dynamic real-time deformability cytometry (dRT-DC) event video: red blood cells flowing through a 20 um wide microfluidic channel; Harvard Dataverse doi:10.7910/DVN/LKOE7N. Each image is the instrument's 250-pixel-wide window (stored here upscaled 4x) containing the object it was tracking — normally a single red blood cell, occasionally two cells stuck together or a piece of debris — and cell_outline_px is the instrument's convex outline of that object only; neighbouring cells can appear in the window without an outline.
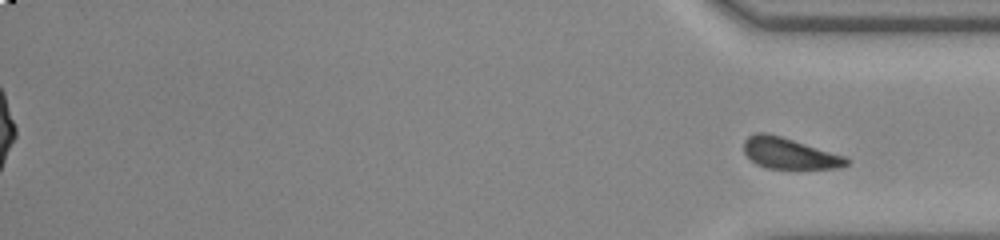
{"species": "common noctule bat (a hibernating species)", "species_latin": "Nyctalus noctula", "temperature_condition": "room temperature", "stored_images_in_passage": 37, "segment_of_instrument_passage": [2, 2], "camera_frame_rate_fps": 3000, "um_per_image_px": 0.085, "animal": {"sex": "male", "body_mass_g": 20.0, "forearm_length_mm": 53.3}, "frame": {"image": 1, "passage_image": 37, "time_ms": 12.0, "image_size_px": [1000, 240], "cell_outline_px": [[848, 164], [836, 168], [764, 168], [756, 164], [744, 152], [744, 140], [748, 136], [756, 132], [768, 132], [844, 156], [848, 160]], "centroid_in_image_um": [67.03, 13.02], "position_along_channel_um": 368.2, "area_um2": 18.26}}